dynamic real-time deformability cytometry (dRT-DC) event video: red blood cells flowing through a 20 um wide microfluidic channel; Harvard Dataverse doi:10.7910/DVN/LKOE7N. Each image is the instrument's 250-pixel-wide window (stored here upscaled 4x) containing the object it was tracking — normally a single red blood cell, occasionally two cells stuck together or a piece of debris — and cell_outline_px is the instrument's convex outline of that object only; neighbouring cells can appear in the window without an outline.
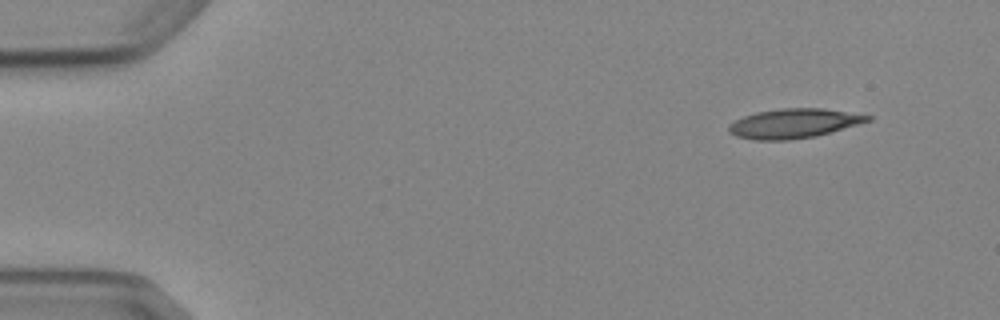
{"species": "Egyptian fruit bat (a non-hibernating species)", "species_latin": "Rousettus aegyptiacus", "temperature_condition": "cold", "stored_images_in_passage": 4, "camera_frame_rate_fps": 3000, "um_per_image_px": 0.085, "animal": {"sex": "female"}, "frame": {"image": 1, "passage_image": 1, "time_ms": 0.0, "image_size_px": [1000, 320], "cell_outline_px": [[872, 120], [860, 124], [816, 136], [788, 140], [752, 140], [736, 136], [728, 132], [728, 128], [736, 120], [744, 116], [756, 112], [784, 108], [820, 108], [872, 116]], "centroid_in_image_um": [67.47, 10.5], "position_along_channel_um": 17.5, "area_um2": 23.64}}
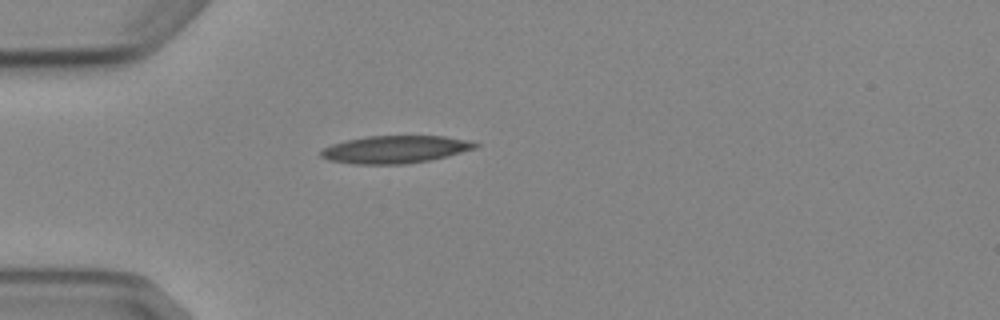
{"frame": {"image": 2, "passage_image": 4, "time_ms": 3.333, "image_size_px": [1000, 320], "cell_outline_px": [[480, 144], [476, 148], [448, 156], [432, 160], [404, 164], [352, 164], [328, 160], [320, 156], [320, 152], [324, 148], [332, 144], [348, 140], [368, 136], [444, 136], [472, 140]], "centroid_in_image_um": [33.64, 12.7], "position_along_channel_um": 51.4, "area_um2": 24.91}}